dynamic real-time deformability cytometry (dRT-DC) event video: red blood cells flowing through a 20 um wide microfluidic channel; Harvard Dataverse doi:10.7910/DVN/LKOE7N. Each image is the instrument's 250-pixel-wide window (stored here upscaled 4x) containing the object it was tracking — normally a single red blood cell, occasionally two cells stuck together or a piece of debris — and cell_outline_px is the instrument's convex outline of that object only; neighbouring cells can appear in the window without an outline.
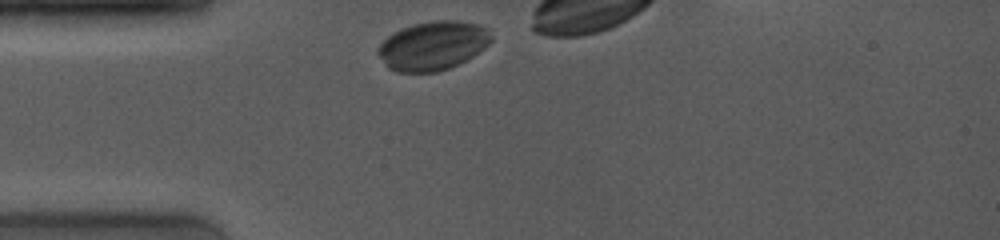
{"species": "common noctule bat (a hibernating species)", "species_latin": "Nyctalus noctula", "temperature_condition": "room temperature", "stored_images_in_passage": 6, "camera_frame_rate_fps": 4000, "um_per_image_px": 0.085, "animal": {"sex": "female", "body_mass_g": 19.0, "forearm_length_mm": 53.3}, "frame": {"image": 1, "passage_image": 1, "time_ms": 0.0, "image_size_px": [1000, 240], "cell_outline_px": [[492, 40], [484, 48], [472, 56], [448, 68], [436, 72], [396, 72], [388, 68], [376, 52], [380, 44], [388, 36], [412, 24], [436, 20], [456, 20], [476, 24], [488, 28], [492, 36]], "centroid_in_image_um": [36.79, 3.88], "position_along_channel_um": 48.2, "area_um2": 31.96}}